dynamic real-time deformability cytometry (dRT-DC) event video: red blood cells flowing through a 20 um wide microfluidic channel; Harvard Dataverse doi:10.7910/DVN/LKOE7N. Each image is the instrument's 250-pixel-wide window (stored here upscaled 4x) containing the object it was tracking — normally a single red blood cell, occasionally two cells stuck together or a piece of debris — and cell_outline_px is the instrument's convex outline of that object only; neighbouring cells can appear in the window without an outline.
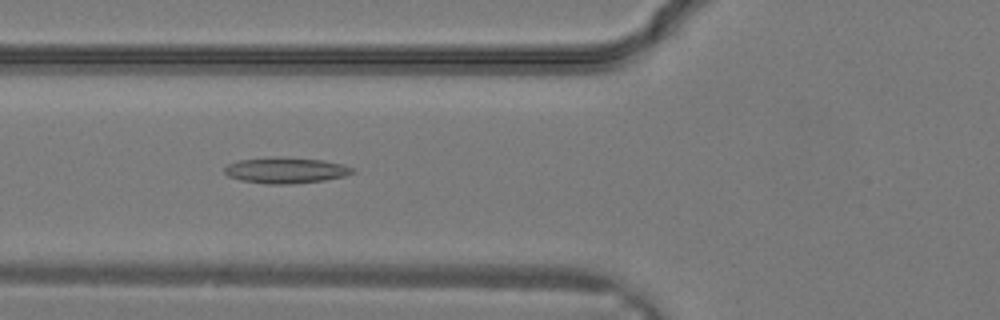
{"species": "common noctule bat (a hibernating species)", "species_latin": "Nyctalus noctula", "temperature_condition": "warm", "stored_images_in_passage": 27, "camera_frame_rate_fps": 3000, "um_per_image_px": 0.085, "animal": {"sex": "male", "body_mass_g": 19.2, "forearm_length_mm": 51.8}, "frame": {"image": 1, "passage_image": 8, "time_ms": 2.333, "image_size_px": [1000, 320], "cell_outline_px": [[356, 172], [344, 176], [324, 180], [292, 184], [264, 184], [240, 180], [228, 176], [224, 172], [224, 168], [228, 164], [240, 160], [324, 160], [340, 164], [352, 168]], "centroid_in_image_um": [24.29, 14.54], "position_along_channel_um": 101.5, "area_um2": 18.15}}
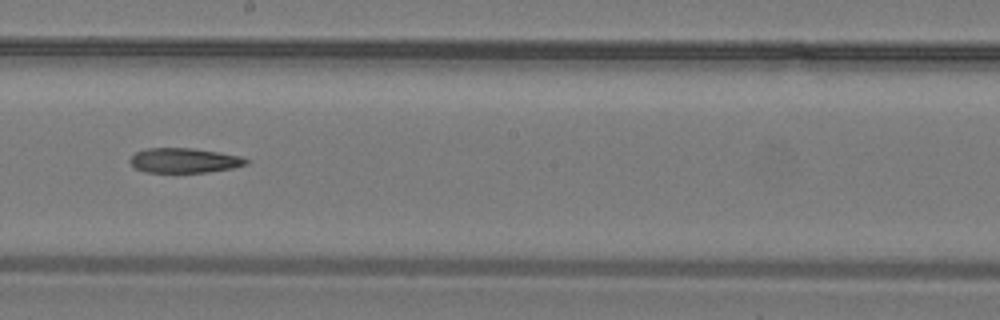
{"frame": {"image": 2, "passage_image": 14, "time_ms": 4.333, "image_size_px": [1000, 320], "cell_outline_px": [[248, 164], [232, 168], [208, 172], [144, 172], [136, 168], [128, 160], [136, 152], [148, 148], [192, 148], [220, 152], [244, 156], [248, 160]], "centroid_in_image_um": [15.7, 13.63], "position_along_channel_um": 232.5, "area_um2": 16.82}}
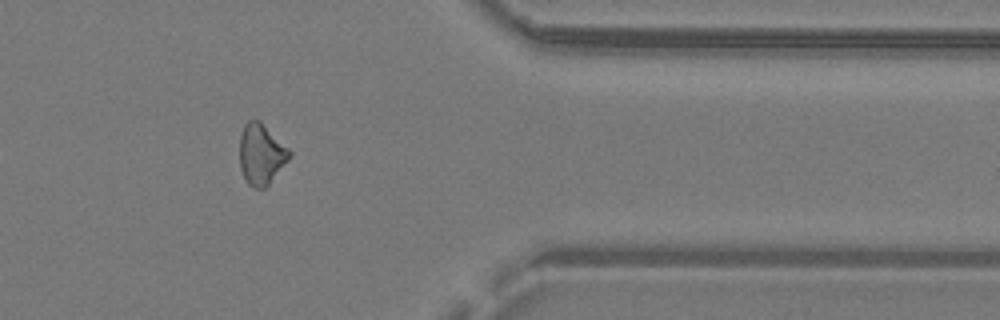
{"frame": {"image": 3, "passage_image": 22, "time_ms": 7.0, "image_size_px": [1000, 320], "cell_outline_px": [[292, 156], [268, 184], [264, 188], [256, 188], [248, 184], [240, 168], [240, 136], [244, 124], [248, 120], [260, 120], [292, 152]], "centroid_in_image_um": [22.2, 13.09], "position_along_channel_um": 389.2, "area_um2": 17.51}}